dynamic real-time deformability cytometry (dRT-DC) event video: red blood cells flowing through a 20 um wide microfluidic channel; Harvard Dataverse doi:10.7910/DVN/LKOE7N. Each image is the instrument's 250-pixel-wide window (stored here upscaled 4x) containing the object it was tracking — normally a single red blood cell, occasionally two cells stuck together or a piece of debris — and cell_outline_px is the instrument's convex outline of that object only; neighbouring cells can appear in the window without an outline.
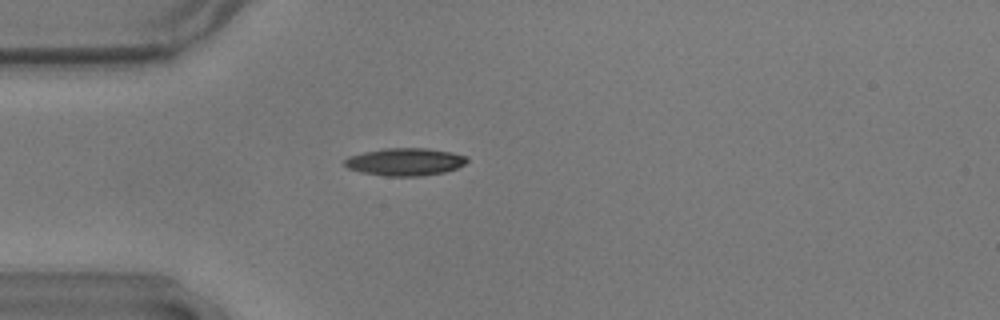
{"species": "common noctule bat (a hibernating species)", "species_latin": "Nyctalus noctula", "temperature_condition": "warm", "stored_images_in_passage": 55, "camera_frame_rate_fps": 3000, "um_per_image_px": 0.085, "animal": {"sex": "male", "body_mass_g": 17.9}, "frame": {"image": 1, "passage_image": 15, "time_ms": 4.667, "image_size_px": [1000, 320], "cell_outline_px": [[468, 160], [464, 164], [456, 168], [444, 172], [424, 176], [388, 176], [360, 172], [348, 168], [344, 164], [344, 160], [348, 156], [364, 152], [384, 148], [428, 148], [452, 152], [468, 156]], "centroid_in_image_um": [34.44, 13.75], "position_along_channel_um": 50.6, "area_um2": 19.77}}
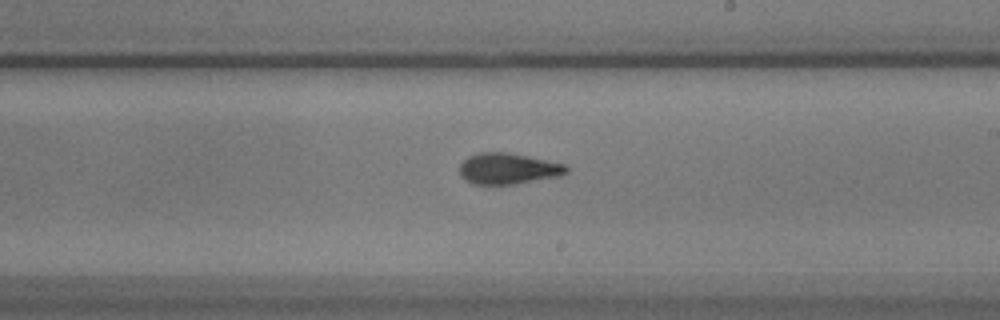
{"frame": {"image": 2, "passage_image": 32, "time_ms": 10.333, "image_size_px": [1000, 320], "cell_outline_px": [[568, 172], [560, 176], [516, 184], [472, 184], [464, 180], [460, 176], [460, 164], [468, 156], [480, 152], [508, 152], [528, 156], [564, 164], [568, 168]], "centroid_in_image_um": [43.17, 14.34], "position_along_channel_um": 245.8, "area_um2": 19.42}}
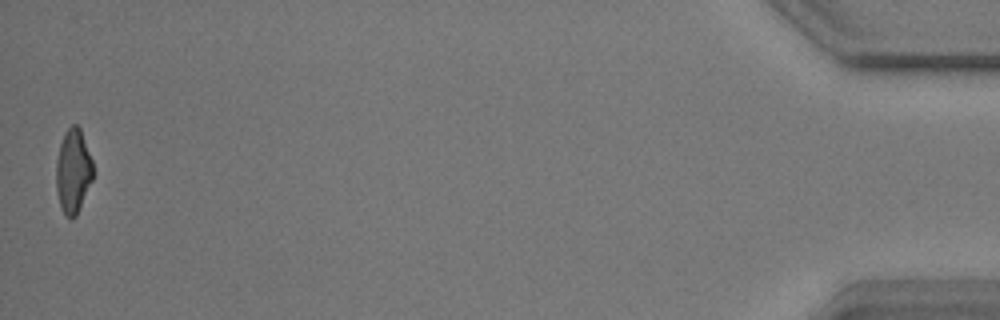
{"frame": {"image": 3, "passage_image": 55, "time_ms": 18.0, "image_size_px": [1000, 320], "cell_outline_px": [[96, 172], [76, 216], [72, 220], [64, 212], [60, 204], [56, 188], [56, 160], [60, 144], [64, 132], [72, 124], [76, 124], [80, 128], [92, 160]], "centroid_in_image_um": [6.24, 14.52], "position_along_channel_um": 429.0, "area_um2": 18.21}, "authors_computed_cell_mechanics": {"area_um2": 19.0162, "velocity_mm_per_s": 3.6092, "shape_relaxation_time_tau1_ms": 9.8556, "shape_relaxation_time_tau2_ms": 2.4555, "deformation_change_tau1": 0.2731, "deformation_change_tau2": 0.1071}}